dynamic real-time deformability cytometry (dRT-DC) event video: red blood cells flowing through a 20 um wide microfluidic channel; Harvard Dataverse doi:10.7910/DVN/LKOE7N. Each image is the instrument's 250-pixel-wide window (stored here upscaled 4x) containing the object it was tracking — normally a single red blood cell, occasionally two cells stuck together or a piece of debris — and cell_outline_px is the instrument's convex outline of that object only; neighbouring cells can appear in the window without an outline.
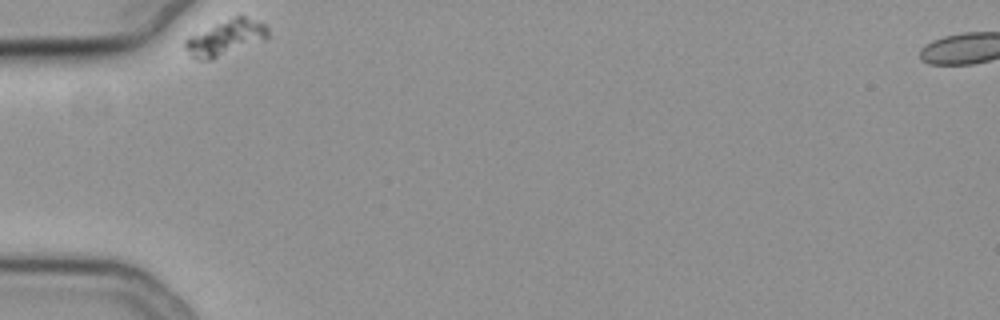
{"species": "common noctule bat (a hibernating species)", "species_latin": "Nyctalus noctula", "temperature_condition": "cold", "stored_images_in_passage": 28, "camera_frame_rate_fps": 3000, "um_per_image_px": 0.085, "animal": {"sex": "female", "body_mass_g": 19.3, "forearm_length_mm": 54.1}, "frame": {"image": 1, "passage_image": 1, "time_ms": 0.0, "image_size_px": [1000, 320], "cell_outline_px": [[268, 36], [264, 40], [212, 60], [196, 60], [184, 48], [184, 40], [188, 36], [232, 16], [244, 16], [268, 24]], "centroid_in_image_um": [19.17, 3.21], "position_along_channel_um": 65.8, "area_um2": 17.28}}
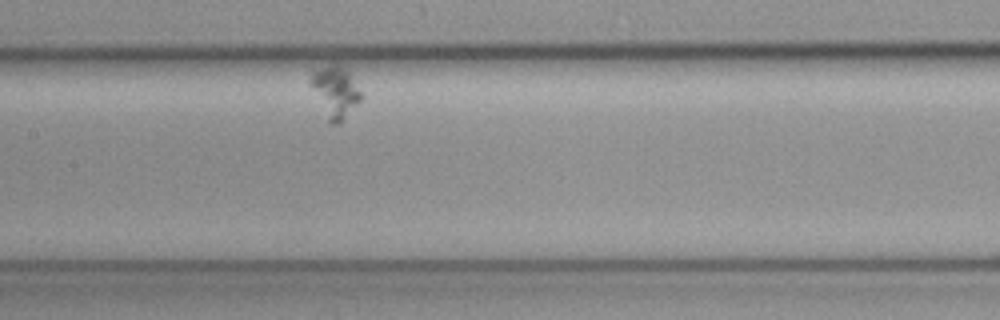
{"frame": {"image": 2, "passage_image": 14, "time_ms": 4.333, "image_size_px": [1000, 320], "cell_outline_px": [[360, 100], [336, 124], [328, 124], [308, 84], [308, 80], [312, 68], [328, 64], [340, 64], [348, 72], [360, 92]], "centroid_in_image_um": [28.36, 7.75], "position_along_channel_um": 179.0, "area_um2": 15.26}}
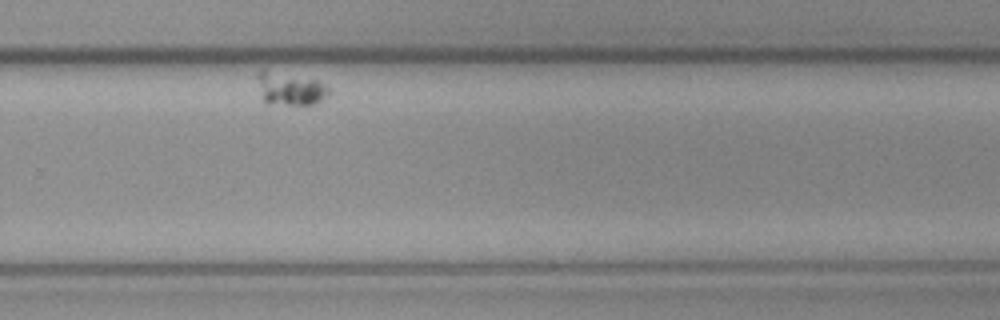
{"frame": {"image": 3, "passage_image": 27, "time_ms": 8.667, "image_size_px": [1000, 320], "cell_outline_px": [[332, 92], [328, 96], [316, 104], [268, 104], [264, 100], [256, 76], [264, 68], [316, 80], [328, 84], [332, 88]], "centroid_in_image_um": [24.73, 7.52], "position_along_channel_um": 305.1, "area_um2": 13.93}}